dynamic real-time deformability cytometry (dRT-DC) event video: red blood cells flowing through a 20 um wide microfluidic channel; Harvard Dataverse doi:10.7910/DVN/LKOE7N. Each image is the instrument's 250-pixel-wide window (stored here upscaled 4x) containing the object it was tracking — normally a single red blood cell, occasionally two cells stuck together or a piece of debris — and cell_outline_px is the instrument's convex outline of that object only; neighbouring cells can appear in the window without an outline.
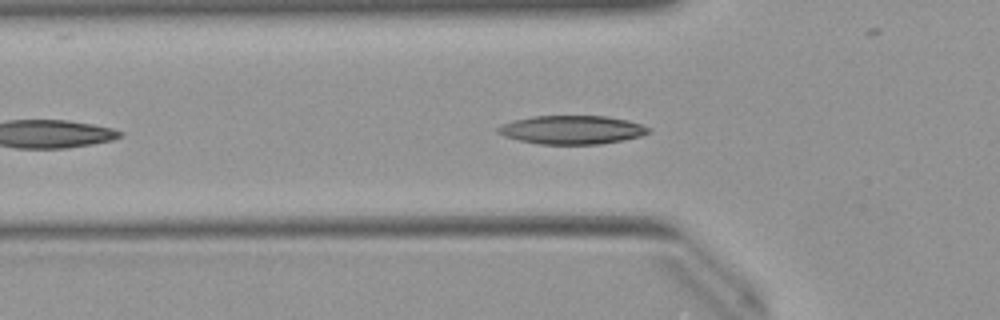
{"species": "Egyptian fruit bat (a non-hibernating species)", "species_latin": "Rousettus aegyptiacus", "temperature_condition": "warm", "stored_images_in_passage": 26, "camera_frame_rate_fps": 3000, "um_per_image_px": 0.085, "animal": {"sex": "female"}, "frame": {"image": 1, "passage_image": 6, "time_ms": 1.667, "image_size_px": [1000, 320], "cell_outline_px": [[652, 132], [640, 136], [624, 140], [600, 144], [540, 144], [520, 140], [504, 136], [496, 132], [496, 128], [500, 124], [512, 120], [532, 116], [604, 116], [628, 120], [640, 124], [648, 128]], "centroid_in_image_um": [48.58, 11.03], "position_along_channel_um": 77.2, "area_um2": 25.14}}
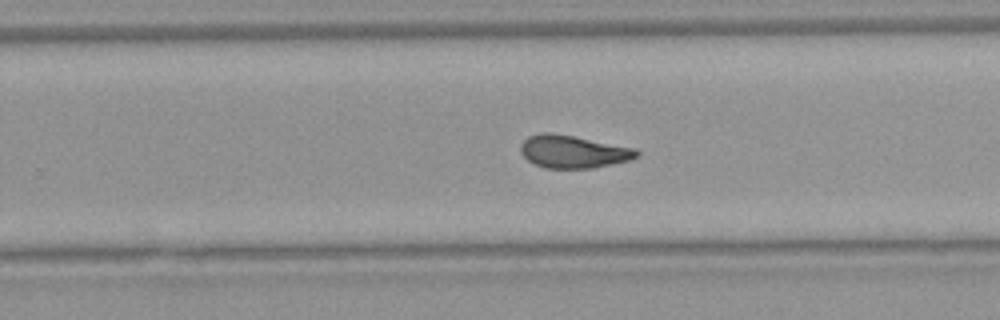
{"frame": {"image": 2, "passage_image": 18, "time_ms": 5.667, "image_size_px": [1000, 320], "cell_outline_px": [[640, 156], [628, 160], [612, 164], [592, 168], [544, 168], [528, 160], [520, 152], [520, 144], [528, 136], [540, 132], [552, 132], [636, 148], [640, 152]], "centroid_in_image_um": [48.71, 12.88], "position_along_channel_um": 281.1, "area_um2": 22.2}}
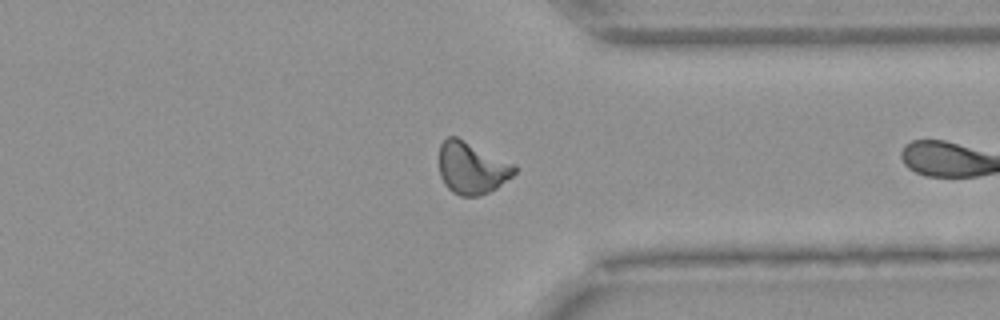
{"frame": {"image": 3, "passage_image": 25, "time_ms": 8.0, "image_size_px": [1000, 320], "cell_outline_px": [[516, 172], [512, 176], [496, 188], [488, 192], [476, 196], [460, 196], [452, 192], [444, 184], [440, 176], [440, 144], [448, 136], [456, 136], [516, 164]], "centroid_in_image_um": [40.11, 14.27], "position_along_channel_um": 371.3, "area_um2": 22.83}}